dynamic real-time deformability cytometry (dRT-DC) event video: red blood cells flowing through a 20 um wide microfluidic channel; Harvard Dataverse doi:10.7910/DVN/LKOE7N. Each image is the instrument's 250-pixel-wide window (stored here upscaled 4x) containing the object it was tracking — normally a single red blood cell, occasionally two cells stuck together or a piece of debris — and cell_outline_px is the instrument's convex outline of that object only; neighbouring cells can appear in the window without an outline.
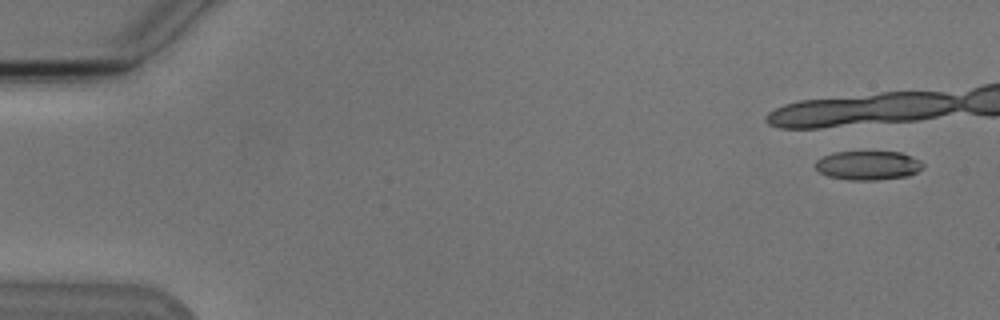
{"species": "Egyptian fruit bat (a non-hibernating species)", "species_latin": "Rousettus aegyptiacus", "temperature_condition": "cold", "stored_images_in_passage": 8, "camera_frame_rate_fps": 3000, "um_per_image_px": 0.085, "animal": {"sex": "male"}, "frame": {"image": 1, "passage_image": 1, "time_ms": 0.0, "image_size_px": [1000, 320], "cell_outline_px": [[924, 164], [916, 172], [908, 176], [876, 180], [848, 180], [828, 176], [820, 172], [816, 168], [816, 160], [824, 156], [836, 152], [900, 152], [912, 156], [920, 160]], "centroid_in_image_um": [73.79, 14.06], "position_along_channel_um": 11.2, "area_um2": 18.09}}